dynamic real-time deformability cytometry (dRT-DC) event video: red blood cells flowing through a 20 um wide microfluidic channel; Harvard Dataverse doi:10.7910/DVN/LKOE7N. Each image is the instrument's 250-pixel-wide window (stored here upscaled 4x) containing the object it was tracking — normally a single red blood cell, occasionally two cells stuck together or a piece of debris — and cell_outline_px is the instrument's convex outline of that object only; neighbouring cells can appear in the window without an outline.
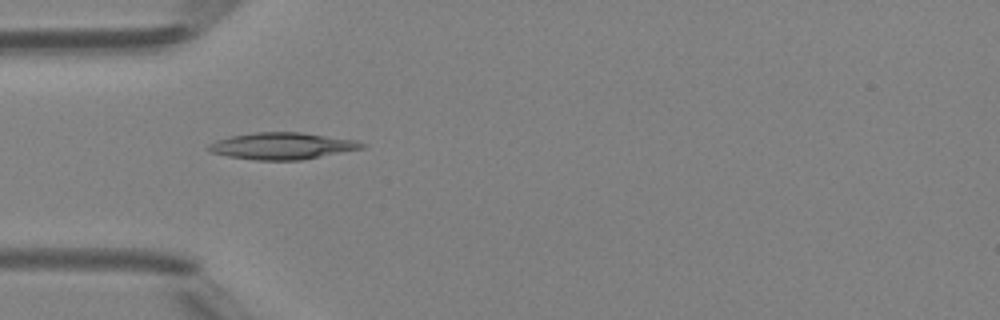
{"species": "Egyptian fruit bat (a non-hibernating species)", "species_latin": "Rousettus aegyptiacus", "temperature_condition": "room temperature", "stored_images_in_passage": 34, "camera_frame_rate_fps": 3000, "um_per_image_px": 0.085, "animal": {"sex": "female"}, "frame": {"image": 1, "passage_image": 1, "time_ms": 0.0, "image_size_px": [1000, 320], "cell_outline_px": [[368, 144], [364, 148], [300, 160], [256, 160], [228, 156], [212, 152], [204, 148], [208, 144], [216, 140], [232, 136], [256, 132], [300, 132], [356, 140]], "centroid_in_image_um": [23.98, 12.4], "position_along_channel_um": 61.0, "area_um2": 23.81}}
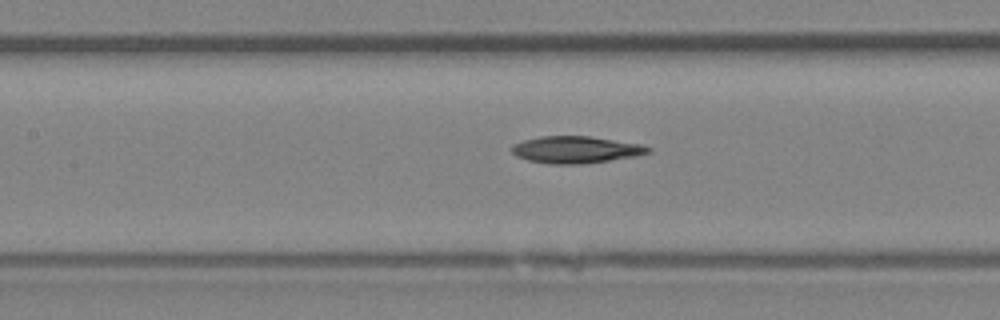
{"frame": {"image": 2, "passage_image": 8, "time_ms": 2.333, "image_size_px": [1000, 320], "cell_outline_px": [[652, 152], [636, 156], [580, 164], [552, 164], [528, 160], [516, 156], [512, 152], [512, 144], [524, 140], [540, 136], [588, 136], [644, 144], [652, 148]], "centroid_in_image_um": [48.97, 12.71], "position_along_channel_um": 158.4, "area_um2": 21.44}}
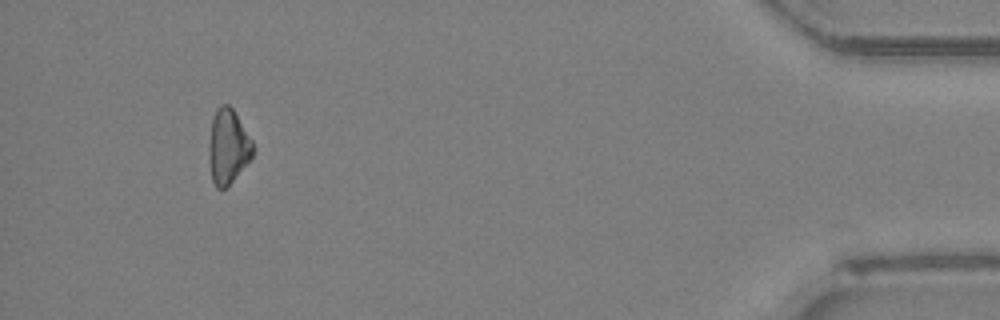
{"frame": {"image": 3, "passage_image": 31, "time_ms": 10.0, "image_size_px": [1000, 320], "cell_outline_px": [[252, 156], [232, 180], [224, 188], [216, 188], [212, 180], [208, 152], [208, 148], [212, 120], [216, 108], [220, 104], [228, 104], [232, 108], [252, 140]], "centroid_in_image_um": [19.35, 12.42], "position_along_channel_um": 415.9, "area_um2": 18.67}, "authors_computed_cell_mechanics": {"area_um2": 20.4034, "velocity_mm_per_s": 4.2657, "shape_relaxation_time_tau1_ms": null, "shape_relaxation_time_tau2_ms": 10.8254, "deformation_change_tau1": null, "deformation_change_tau2": 0.2511}}